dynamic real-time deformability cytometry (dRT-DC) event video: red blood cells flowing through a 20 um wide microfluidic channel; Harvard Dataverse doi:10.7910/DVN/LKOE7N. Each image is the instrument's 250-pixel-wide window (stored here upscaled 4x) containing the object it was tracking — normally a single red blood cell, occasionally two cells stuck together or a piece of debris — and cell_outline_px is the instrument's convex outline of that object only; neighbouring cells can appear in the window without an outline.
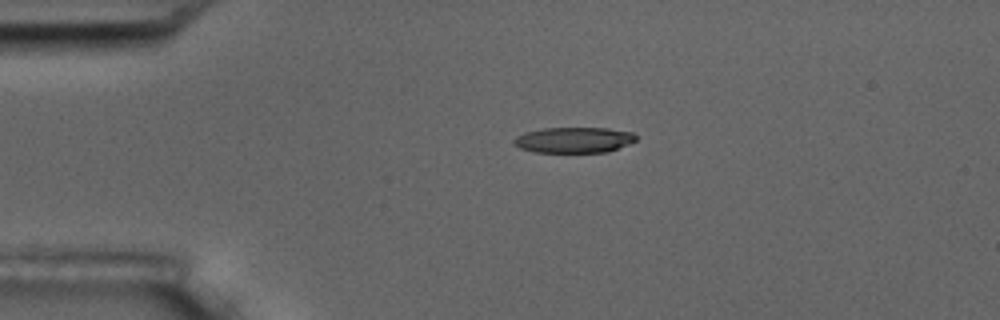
{"species": "common noctule bat (a hibernating species)", "species_latin": "Nyctalus noctula", "temperature_condition": "room temperature", "stored_images_in_passage": 2, "camera_frame_rate_fps": 3000, "um_per_image_px": 0.085, "animal": {"sex": "male", "body_mass_g": 17.5, "forearm_length_mm": 52.3}, "frame": {"image": 1, "passage_image": 1, "time_ms": 0.0, "image_size_px": [1000, 320], "cell_outline_px": [[636, 140], [628, 144], [608, 152], [536, 152], [520, 148], [512, 144], [512, 140], [516, 136], [524, 132], [544, 128], [608, 128], [632, 132], [636, 136]], "centroid_in_image_um": [48.75, 11.89], "position_along_channel_um": 36.2, "area_um2": 18.32}}